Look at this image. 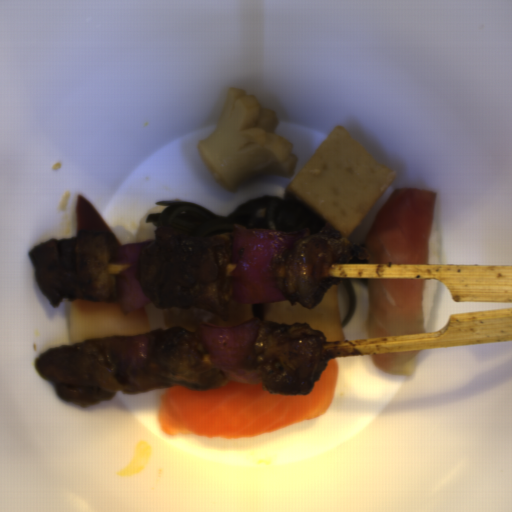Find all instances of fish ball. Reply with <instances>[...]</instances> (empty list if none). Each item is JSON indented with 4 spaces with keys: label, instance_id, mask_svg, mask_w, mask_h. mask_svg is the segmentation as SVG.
Segmentation results:
<instances>
[{
    "label": "fish ball",
    "instance_id": "obj_1",
    "mask_svg": "<svg viewBox=\"0 0 512 512\" xmlns=\"http://www.w3.org/2000/svg\"><path fill=\"white\" fill-rule=\"evenodd\" d=\"M397 173L378 164L342 126L322 144L284 188L292 203L311 208L347 239L387 193Z\"/></svg>",
    "mask_w": 512,
    "mask_h": 512
},
{
    "label": "fish ball",
    "instance_id": "obj_3",
    "mask_svg": "<svg viewBox=\"0 0 512 512\" xmlns=\"http://www.w3.org/2000/svg\"><path fill=\"white\" fill-rule=\"evenodd\" d=\"M166 206L167 205L157 204L143 213L136 231L135 243L155 239V230L158 228L154 225L153 222H147V219L150 213H159L163 211Z\"/></svg>",
    "mask_w": 512,
    "mask_h": 512
},
{
    "label": "fish ball",
    "instance_id": "obj_2",
    "mask_svg": "<svg viewBox=\"0 0 512 512\" xmlns=\"http://www.w3.org/2000/svg\"><path fill=\"white\" fill-rule=\"evenodd\" d=\"M228 320H223L216 313L196 307L165 308L163 324L165 331L182 328L198 334L200 323H210L217 326H233L251 319L264 322L308 324L310 329L319 331L325 337L324 342H334L347 338L343 329L340 314L338 286L331 285L325 292L319 304L314 309H305L289 299L255 304H240L231 302L227 308Z\"/></svg>",
    "mask_w": 512,
    "mask_h": 512
}]
</instances>
